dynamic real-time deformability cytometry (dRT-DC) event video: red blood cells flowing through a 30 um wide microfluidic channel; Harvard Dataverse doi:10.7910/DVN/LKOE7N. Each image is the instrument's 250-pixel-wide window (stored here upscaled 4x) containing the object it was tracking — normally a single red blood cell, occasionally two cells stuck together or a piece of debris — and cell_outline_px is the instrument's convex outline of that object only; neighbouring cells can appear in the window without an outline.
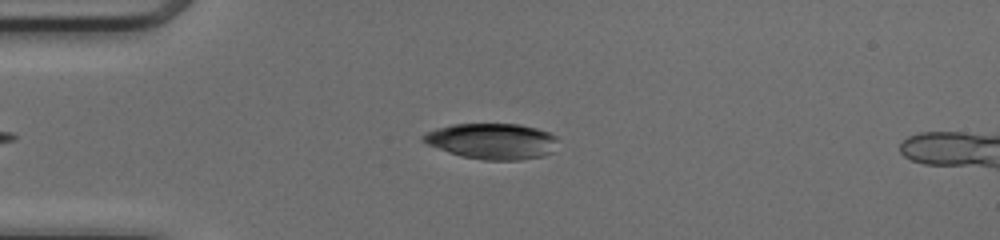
{"species": "common noctule bat (a hibernating species)", "species_latin": "Nyctalus noctula", "temperature_condition": "cold", "stored_images_in_passage": 35, "camera_frame_rate_fps": 3000, "um_per_image_px": 0.085, "animal": {"sex": "female", "body_mass_g": 17.0, "forearm_length_mm": 48.0}, "frame": {"image": 1, "passage_image": 9, "time_ms": 2.667, "image_size_px": [1000, 240], "cell_outline_px": [[556, 140], [552, 152], [544, 156], [520, 160], [484, 160], [460, 156], [448, 152], [428, 144], [420, 140], [420, 136], [436, 128], [452, 124], [520, 124], [536, 128], [548, 132], [556, 136]], "centroid_in_image_um": [41.81, 12.0], "position_along_channel_um": 43.2, "area_um2": 28.15}}